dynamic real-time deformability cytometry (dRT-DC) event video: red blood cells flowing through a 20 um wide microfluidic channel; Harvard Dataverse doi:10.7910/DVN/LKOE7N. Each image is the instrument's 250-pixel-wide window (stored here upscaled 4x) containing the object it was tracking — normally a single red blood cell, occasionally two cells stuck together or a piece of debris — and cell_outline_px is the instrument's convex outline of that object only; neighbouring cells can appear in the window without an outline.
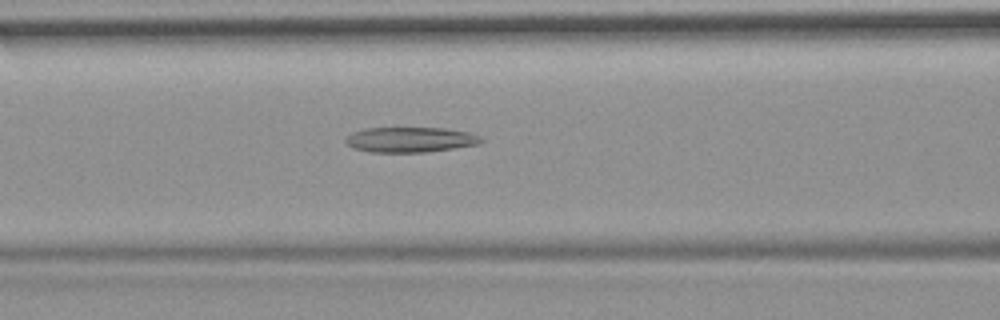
{"species": "common noctule bat (a hibernating species)", "species_latin": "Nyctalus noctula", "temperature_condition": "room temperature", "stored_images_in_passage": 34, "camera_frame_rate_fps": 3000, "um_per_image_px": 0.085, "animal": {"sex": "female", "body_mass_g": 19.9}, "frame": {"image": 1, "passage_image": 6, "time_ms": 1.667, "image_size_px": [1000, 320], "cell_outline_px": [[484, 140], [480, 144], [424, 152], [368, 152], [352, 148], [344, 140], [352, 132], [364, 128], [444, 128], [468, 132], [480, 136]], "centroid_in_image_um": [34.85, 11.87], "position_along_channel_um": 131.7, "area_um2": 19.88}}
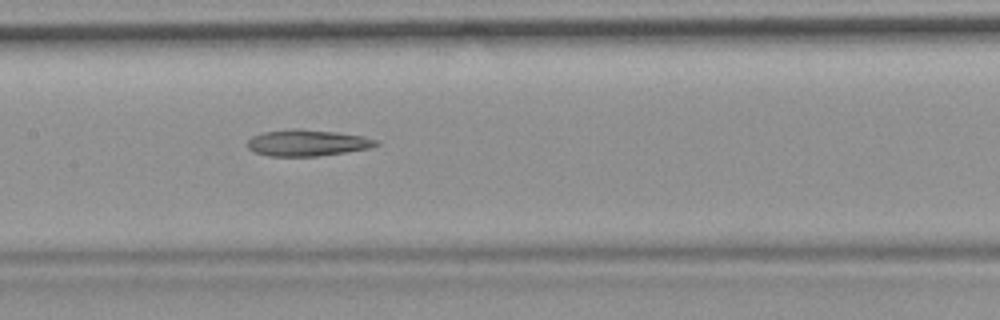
{"frame": {"image": 2, "passage_image": 10, "time_ms": 3.0, "image_size_px": [1000, 320], "cell_outline_px": [[380, 144], [372, 148], [316, 156], [268, 156], [256, 152], [248, 148], [248, 140], [252, 136], [264, 132], [292, 128], [300, 128], [336, 132], [364, 136], [376, 140]], "centroid_in_image_um": [26.13, 12.13], "position_along_channel_um": 181.3, "area_um2": 19.77}}